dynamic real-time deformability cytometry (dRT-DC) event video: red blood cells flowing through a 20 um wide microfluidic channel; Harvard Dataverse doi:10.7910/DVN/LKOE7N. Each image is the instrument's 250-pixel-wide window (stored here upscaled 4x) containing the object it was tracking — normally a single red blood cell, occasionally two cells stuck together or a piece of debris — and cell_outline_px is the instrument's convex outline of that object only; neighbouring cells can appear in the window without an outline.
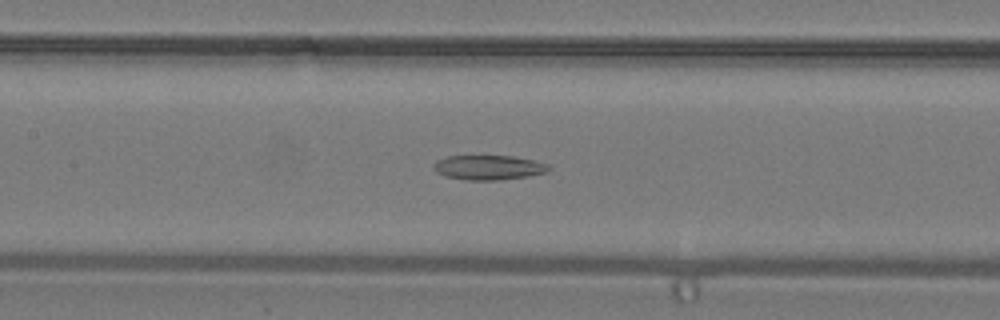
{"species": "common noctule bat (a hibernating species)", "species_latin": "Nyctalus noctula", "temperature_condition": "warm", "stored_images_in_passage": 35, "camera_frame_rate_fps": 3000, "um_per_image_px": 0.085, "animal": {"sex": "male", "body_mass_g": 19.2, "forearm_length_mm": 51.8}, "frame": {"image": 1, "passage_image": 15, "time_ms": 4.667, "image_size_px": [1000, 320], "cell_outline_px": [[552, 168], [548, 172], [528, 176], [500, 180], [468, 180], [444, 176], [436, 172], [432, 168], [432, 164], [436, 160], [448, 156], [512, 156], [532, 160], [548, 164]], "centroid_in_image_um": [41.51, 14.24], "position_along_channel_um": 165.9, "area_um2": 16.65}}
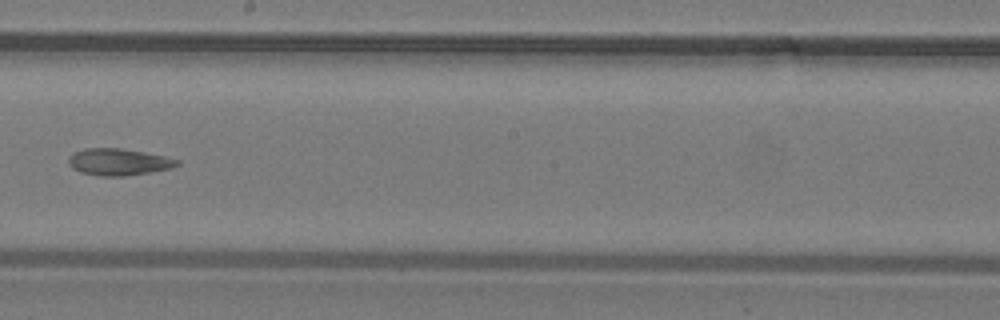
{"frame": {"image": 2, "passage_image": 19, "time_ms": 6.0, "image_size_px": [1000, 320], "cell_outline_px": [[180, 164], [172, 168], [152, 172], [124, 176], [100, 176], [80, 172], [72, 168], [68, 160], [68, 156], [72, 152], [84, 148], [120, 148], [144, 152], [164, 156], [180, 160]], "centroid_in_image_um": [10.07, 13.76], "position_along_channel_um": 238.1, "area_um2": 17.11}}
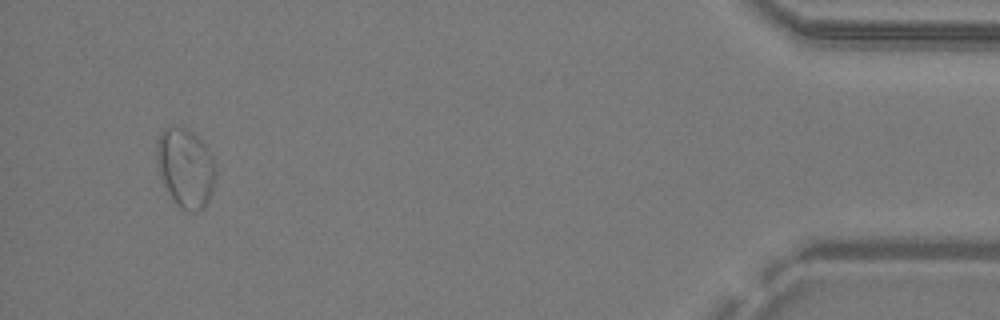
{"frame": {"image": 3, "passage_image": 33, "time_ms": 10.667, "image_size_px": [1000, 320], "cell_outline_px": [[216, 176], [208, 200], [204, 208], [200, 212], [184, 212], [172, 200], [160, 180], [156, 168], [156, 144], [160, 132], [164, 128], [172, 124], [184, 128], [192, 132], [204, 144], [212, 156], [216, 168]], "centroid_in_image_um": [15.72, 14.29], "position_along_channel_um": 419.5, "area_um2": 27.92}}